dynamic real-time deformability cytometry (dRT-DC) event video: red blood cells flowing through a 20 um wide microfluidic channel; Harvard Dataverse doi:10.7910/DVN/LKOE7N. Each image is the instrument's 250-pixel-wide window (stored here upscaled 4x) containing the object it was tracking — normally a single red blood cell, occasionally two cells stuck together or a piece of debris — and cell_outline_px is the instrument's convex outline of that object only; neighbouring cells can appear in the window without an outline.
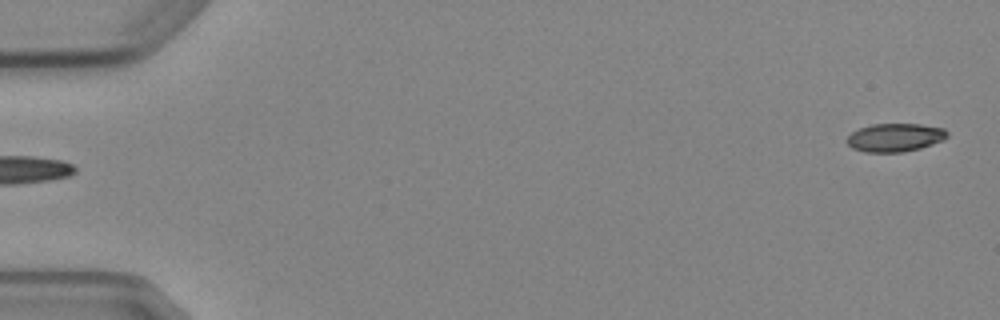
{"species": "Egyptian fruit bat (a non-hibernating species)", "species_latin": "Rousettus aegyptiacus", "temperature_condition": "cold", "stored_images_in_passage": 3, "segment_of_instrument_passage": [2, 2], "camera_frame_rate_fps": 3000, "um_per_image_px": 0.085, "animal": {"sex": "female"}, "frame": {"image": 1, "passage_image": 3, "time_ms": 2.333, "image_size_px": [1000, 320], "cell_outline_px": [[948, 136], [944, 140], [920, 148], [904, 152], [864, 152], [852, 148], [844, 140], [852, 132], [860, 128], [872, 124], [920, 124], [944, 128], [948, 132]], "centroid_in_image_um": [76.07, 11.69], "position_along_channel_um": 8.9, "area_um2": 16.65}}